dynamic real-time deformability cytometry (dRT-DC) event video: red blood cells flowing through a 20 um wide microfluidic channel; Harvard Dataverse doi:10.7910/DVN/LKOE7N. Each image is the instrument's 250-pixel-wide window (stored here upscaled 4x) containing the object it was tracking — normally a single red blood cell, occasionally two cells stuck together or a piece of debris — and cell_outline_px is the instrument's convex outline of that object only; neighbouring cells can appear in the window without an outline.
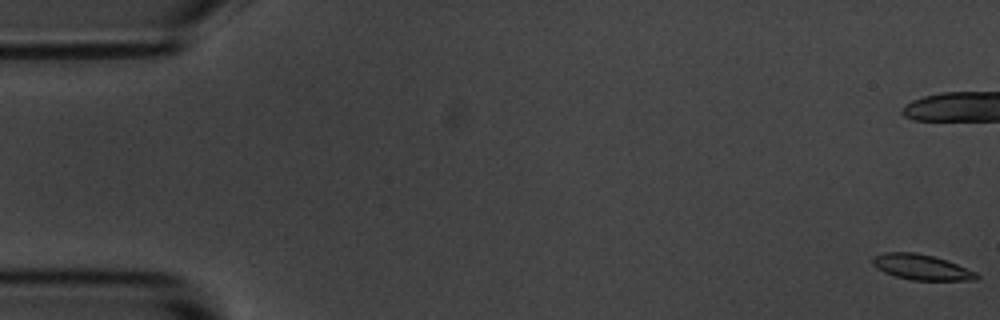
{"species": "common noctule bat (a hibernating species)", "species_latin": "Nyctalus noctula", "temperature_condition": "room temperature", "stored_images_in_passage": 9, "camera_frame_rate_fps": 3000, "um_per_image_px": 0.085, "animal": {"sex": "male", "body_mass_g": 20.1, "forearm_length_mm": 53.5}, "frame": {"image": 1, "passage_image": 1, "time_ms": 0.0, "image_size_px": [1000, 320], "cell_outline_px": [[980, 276], [976, 280], [912, 280], [896, 276], [884, 272], [876, 268], [872, 264], [872, 256], [884, 252], [916, 252], [948, 260], [976, 272]], "centroid_in_image_um": [78.31, 22.7], "position_along_channel_um": 6.7, "area_um2": 15.49}}